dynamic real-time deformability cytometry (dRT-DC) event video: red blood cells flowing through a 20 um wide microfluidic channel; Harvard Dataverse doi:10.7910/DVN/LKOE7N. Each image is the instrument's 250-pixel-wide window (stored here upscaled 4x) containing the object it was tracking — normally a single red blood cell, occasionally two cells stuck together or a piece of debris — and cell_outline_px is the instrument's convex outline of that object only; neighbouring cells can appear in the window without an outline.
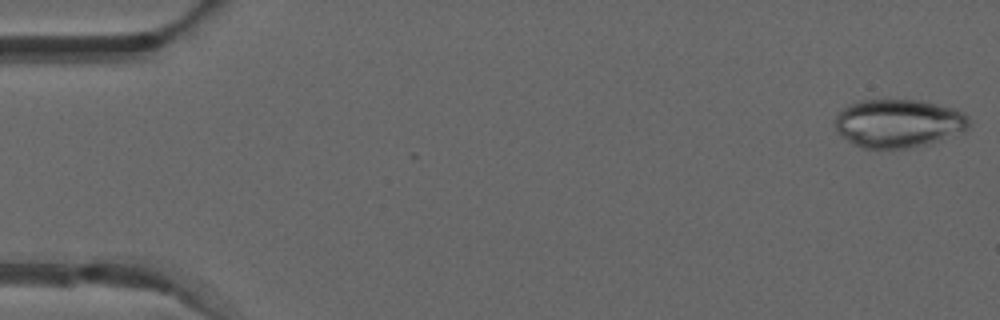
{"species": "common noctule bat (a hibernating species)", "species_latin": "Nyctalus noctula", "temperature_condition": "warm", "stored_images_in_passage": 50, "camera_frame_rate_fps": 3000, "um_per_image_px": 0.085, "animal": {"sex": "male", "forearm_length_mm": 52.5}, "frame": {"image": 1, "passage_image": 1, "time_ms": 0.0, "image_size_px": [1000, 320], "cell_outline_px": [[972, 124], [964, 132], [928, 144], [908, 148], [860, 148], [836, 132], [836, 116], [848, 104], [860, 100], [920, 100], [956, 108], [964, 112], [968, 116]], "centroid_in_image_um": [76.42, 10.48], "position_along_channel_um": 8.6, "area_um2": 38.09}}
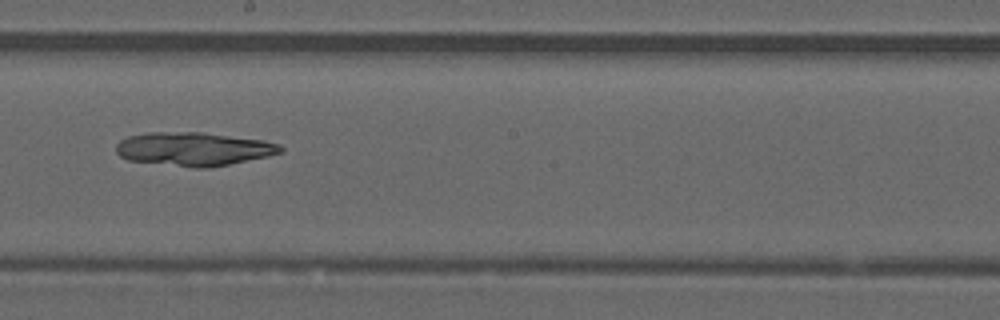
{"frame": {"image": 2, "passage_image": 28, "time_ms": 9.0, "image_size_px": [1000, 320], "cell_outline_px": [[284, 148], [280, 152], [268, 156], [208, 168], [192, 168], [128, 160], [120, 156], [116, 152], [116, 144], [120, 140], [128, 136], [148, 132], [204, 132], [264, 140], [280, 144]], "centroid_in_image_um": [16.45, 12.66], "position_along_channel_um": 231.8, "area_um2": 32.31}}
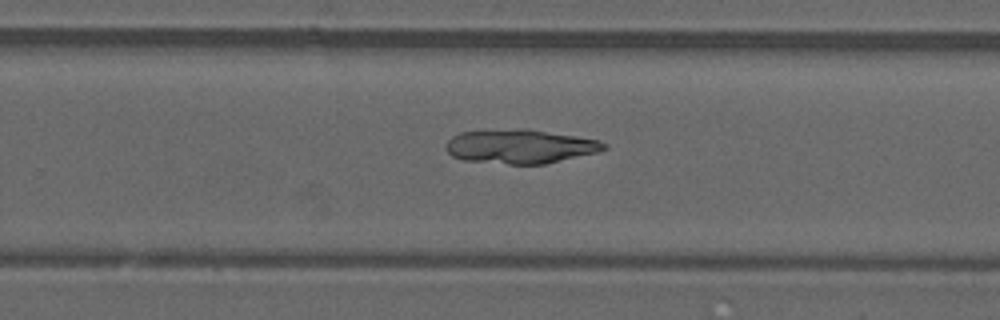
{"frame": {"image": 3, "passage_image": 32, "time_ms": 10.333, "image_size_px": [1000, 320], "cell_outline_px": [[608, 148], [596, 152], [544, 164], [508, 164], [464, 160], [452, 156], [444, 148], [448, 140], [452, 136], [460, 132], [524, 128], [528, 128], [600, 140], [608, 144]], "centroid_in_image_um": [44.21, 12.44], "position_along_channel_um": 285.6, "area_um2": 31.39}}